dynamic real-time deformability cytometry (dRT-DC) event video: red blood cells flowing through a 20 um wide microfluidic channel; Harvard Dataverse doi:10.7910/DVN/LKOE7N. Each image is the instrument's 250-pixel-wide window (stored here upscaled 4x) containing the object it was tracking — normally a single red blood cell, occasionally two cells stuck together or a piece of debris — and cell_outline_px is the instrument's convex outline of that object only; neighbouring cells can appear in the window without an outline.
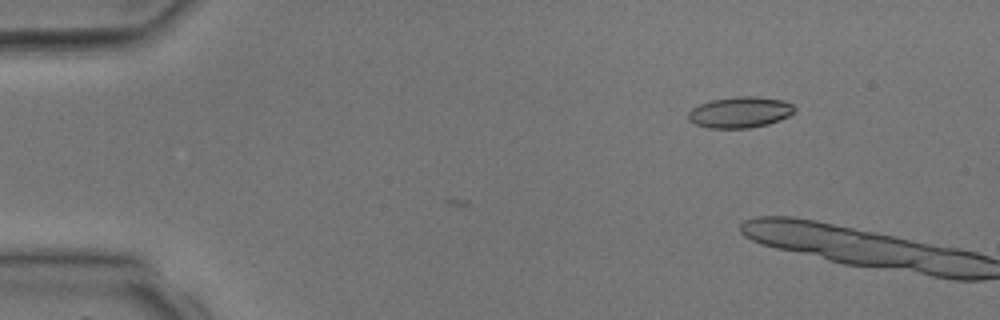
{"species": "common noctule bat (a hibernating species)", "species_latin": "Nyctalus noctula", "temperature_condition": "room temperature", "stored_images_in_passage": 6, "camera_frame_rate_fps": 3000, "um_per_image_px": 0.085, "animal": {"sex": "male", "body_mass_g": 17.9, "forearm_length_mm": 54.2}, "frame": {"image": 1, "passage_image": 2, "time_ms": 2.0, "image_size_px": [1000, 320], "cell_outline_px": [[796, 108], [788, 116], [780, 120], [768, 124], [748, 128], [708, 128], [696, 124], [688, 120], [688, 112], [692, 108], [700, 104], [712, 100], [736, 96], [756, 96], [784, 100], [792, 104]], "centroid_in_image_um": [62.9, 9.54], "position_along_channel_um": 22.1, "area_um2": 19.25}}
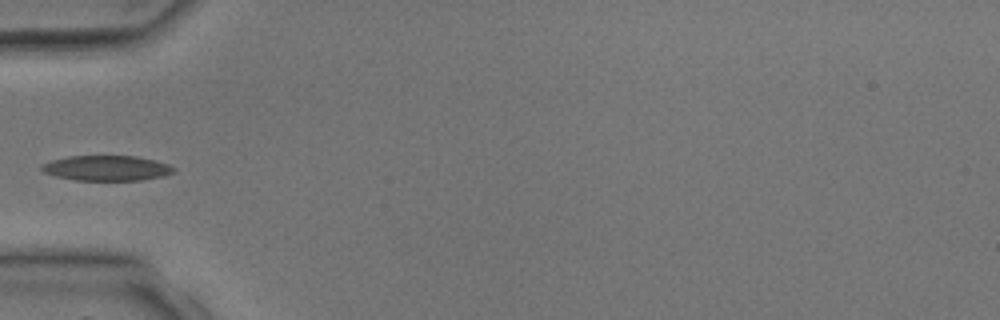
{"frame": {"image": 2, "passage_image": 6, "time_ms": 7.0, "image_size_px": [1000, 320], "cell_outline_px": [[176, 172], [164, 176], [140, 180], [76, 180], [56, 176], [44, 172], [40, 168], [40, 164], [52, 160], [68, 156], [136, 156], [156, 160], [168, 164], [176, 168]], "centroid_in_image_um": [9.09, 14.28], "position_along_channel_um": 75.9, "area_um2": 19.48}}